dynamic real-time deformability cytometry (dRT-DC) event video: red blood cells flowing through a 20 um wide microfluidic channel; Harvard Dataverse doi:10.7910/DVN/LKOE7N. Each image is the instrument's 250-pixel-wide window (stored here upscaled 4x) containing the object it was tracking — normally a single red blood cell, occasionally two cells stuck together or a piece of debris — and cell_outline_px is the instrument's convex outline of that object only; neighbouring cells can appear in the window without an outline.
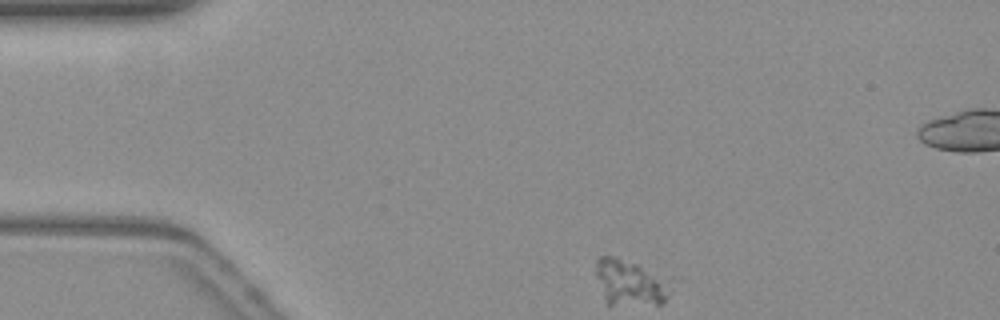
{"species": "common noctule bat (a hibernating species)", "species_latin": "Nyctalus noctula", "temperature_condition": "warm", "stored_images_in_passage": 49, "camera_frame_rate_fps": 3000, "um_per_image_px": 0.085, "animal": {"sex": "female", "body_mass_g": 19.3, "forearm_length_mm": 54.1}, "frame": {"image": 1, "passage_image": 1, "time_ms": 0.0, "image_size_px": [1000, 320], "cell_outline_px": [[668, 296], [660, 304], [608, 304], [604, 296], [596, 276], [596, 260], [600, 256], [616, 256], [636, 264], [656, 280], [660, 284]], "centroid_in_image_um": [53.31, 24.03], "position_along_channel_um": 31.7, "area_um2": 17.92}}
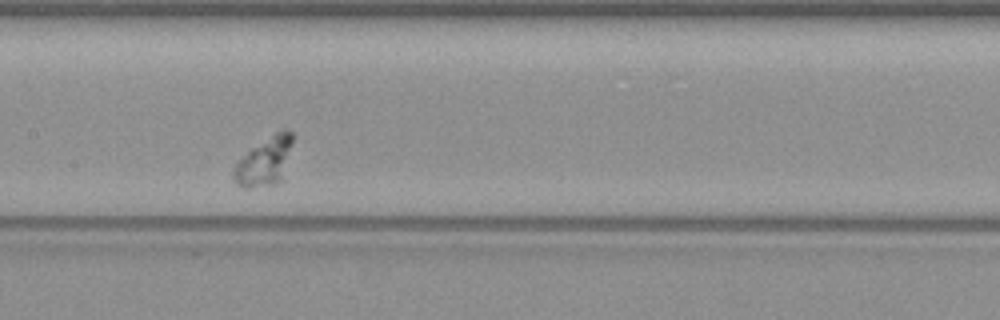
{"frame": {"image": 2, "passage_image": 19, "time_ms": 6.0, "image_size_px": [1000, 320], "cell_outline_px": [[296, 136], [280, 180], [276, 184], [248, 188], [244, 188], [236, 184], [232, 180], [232, 172], [236, 164], [252, 148], [276, 132], [292, 132]], "centroid_in_image_um": [22.48, 13.75], "position_along_channel_um": 184.9, "area_um2": 16.3}}
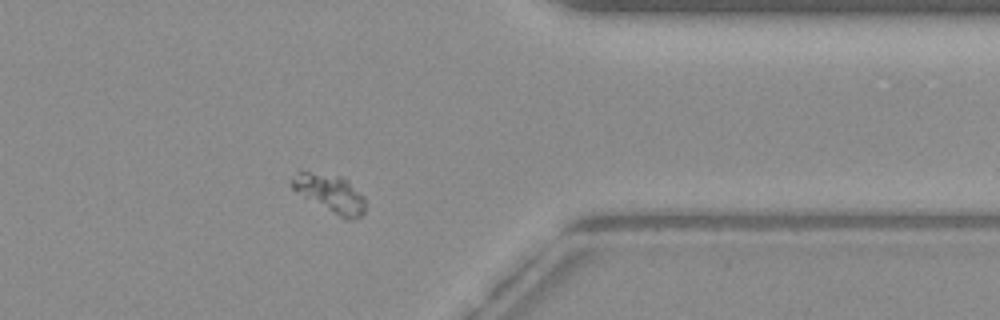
{"frame": {"image": 3, "passage_image": 37, "time_ms": 12.0, "image_size_px": [1000, 320], "cell_outline_px": [[364, 212], [360, 216], [352, 220], [344, 220], [304, 196], [292, 188], [288, 184], [300, 172], [308, 172], [340, 176], [348, 180], [364, 196]], "centroid_in_image_um": [28.11, 16.47], "position_along_channel_um": 383.3, "area_um2": 16.01}}